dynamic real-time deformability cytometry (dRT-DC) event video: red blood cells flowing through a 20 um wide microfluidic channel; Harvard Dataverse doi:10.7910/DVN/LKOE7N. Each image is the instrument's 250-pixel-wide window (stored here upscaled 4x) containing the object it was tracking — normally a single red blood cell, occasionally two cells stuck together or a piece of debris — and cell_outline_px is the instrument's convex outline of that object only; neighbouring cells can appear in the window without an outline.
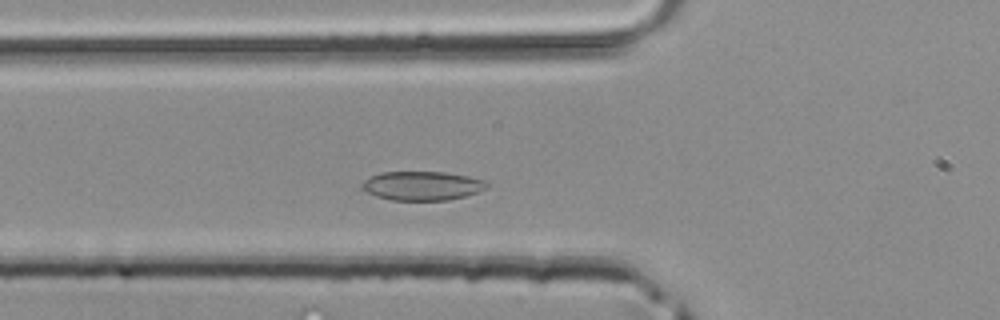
{"species": "common noctule bat (a hibernating species)", "species_latin": "Nyctalus noctula", "temperature_condition": "room temperature", "stored_images_in_passage": 38, "camera_frame_rate_fps": 3000, "um_per_image_px": 0.085, "animal": {"sex": "male", "body_mass_g": 20.4}, "frame": {"image": 1, "passage_image": 9, "time_ms": 2.667, "image_size_px": [1000, 320], "cell_outline_px": [[488, 188], [480, 192], [448, 200], [392, 200], [376, 196], [360, 188], [360, 184], [364, 180], [380, 172], [444, 172], [468, 176], [484, 180], [488, 184]], "centroid_in_image_um": [35.89, 15.79], "position_along_channel_um": 89.9, "area_um2": 21.15}}
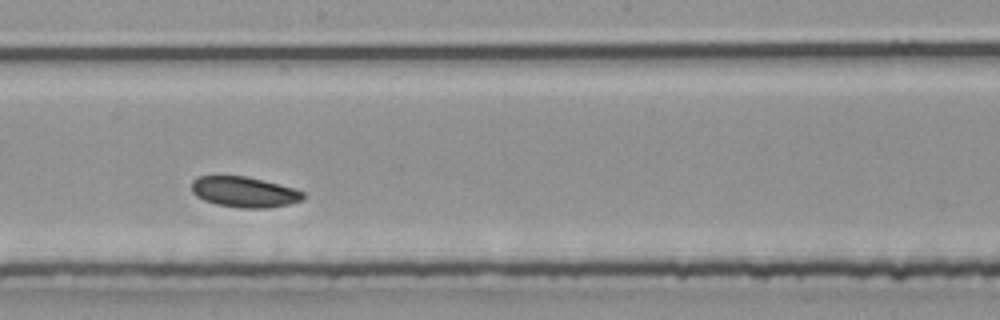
{"frame": {"image": 2, "passage_image": 18, "time_ms": 5.667, "image_size_px": [1000, 320], "cell_outline_px": [[304, 196], [300, 200], [288, 204], [268, 208], [240, 208], [216, 204], [204, 200], [196, 196], [192, 192], [192, 180], [196, 176], [244, 176], [264, 180], [296, 188], [304, 192]], "centroid_in_image_um": [20.75, 16.31], "position_along_channel_um": 227.4, "area_um2": 19.94}}
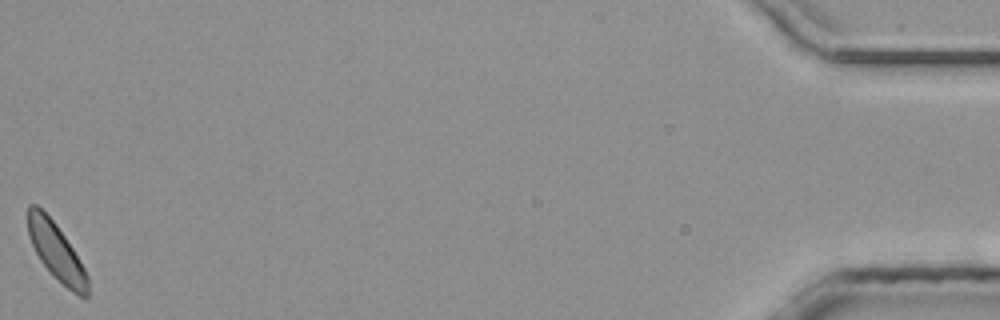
{"frame": {"image": 3, "passage_image": 38, "time_ms": 12.333, "image_size_px": [1000, 320], "cell_outline_px": [[88, 296], [80, 296], [72, 292], [40, 260], [28, 236], [28, 204], [36, 204], [56, 224], [72, 248], [84, 268], [88, 276]], "centroid_in_image_um": [4.78, 21.36], "position_along_channel_um": 430.4, "area_um2": 19.19}}